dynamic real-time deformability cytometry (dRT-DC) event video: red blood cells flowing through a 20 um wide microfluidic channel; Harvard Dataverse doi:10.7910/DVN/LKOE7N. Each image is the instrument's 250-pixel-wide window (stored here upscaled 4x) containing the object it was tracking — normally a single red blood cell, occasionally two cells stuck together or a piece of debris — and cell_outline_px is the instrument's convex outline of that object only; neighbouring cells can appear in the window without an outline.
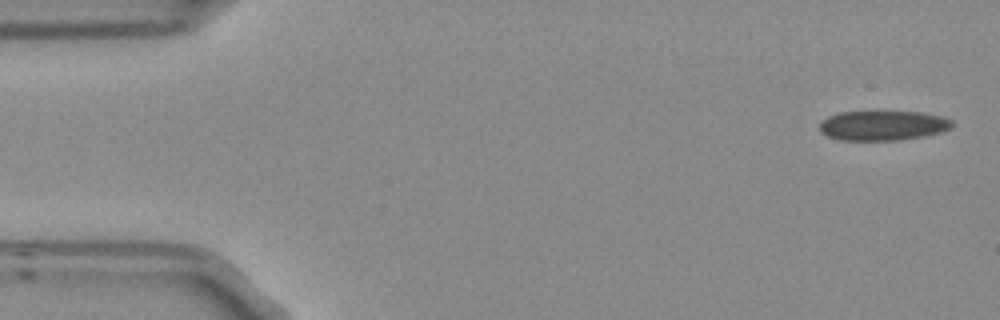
{"species": "Egyptian fruit bat (a non-hibernating species)", "species_latin": "Rousettus aegyptiacus", "temperature_condition": "room temperature", "stored_images_in_passage": 7, "camera_frame_rate_fps": 3000, "um_per_image_px": 0.085, "frame": {"image": 1, "passage_image": 1, "time_ms": 0.0, "image_size_px": [1000, 320], "cell_outline_px": [[952, 128], [940, 132], [924, 136], [900, 140], [840, 140], [828, 136], [820, 132], [820, 124], [828, 116], [840, 112], [920, 112], [944, 116], [952, 120]], "centroid_in_image_um": [75.07, 10.67], "position_along_channel_um": 9.9, "area_um2": 22.95}}
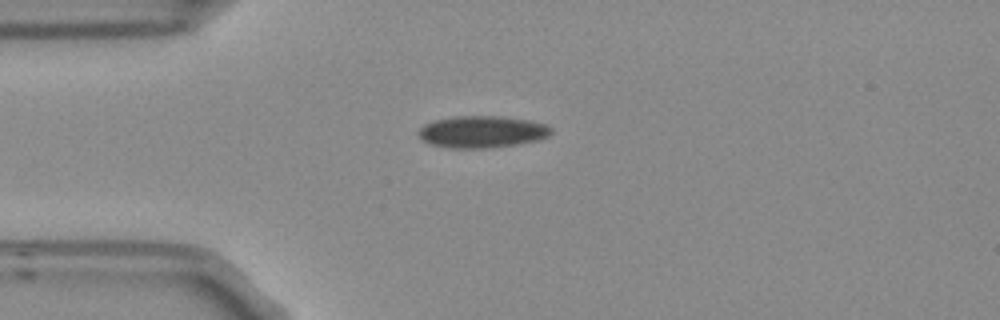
{"frame": {"image": 2, "passage_image": 4, "time_ms": 1.0, "image_size_px": [1000, 320], "cell_outline_px": [[552, 132], [548, 136], [536, 140], [516, 144], [492, 148], [452, 148], [432, 144], [420, 140], [416, 132], [424, 124], [432, 120], [456, 116], [500, 116], [528, 120], [544, 124], [552, 128]], "centroid_in_image_um": [40.92, 11.2], "position_along_channel_um": 44.1, "area_um2": 24.74}}